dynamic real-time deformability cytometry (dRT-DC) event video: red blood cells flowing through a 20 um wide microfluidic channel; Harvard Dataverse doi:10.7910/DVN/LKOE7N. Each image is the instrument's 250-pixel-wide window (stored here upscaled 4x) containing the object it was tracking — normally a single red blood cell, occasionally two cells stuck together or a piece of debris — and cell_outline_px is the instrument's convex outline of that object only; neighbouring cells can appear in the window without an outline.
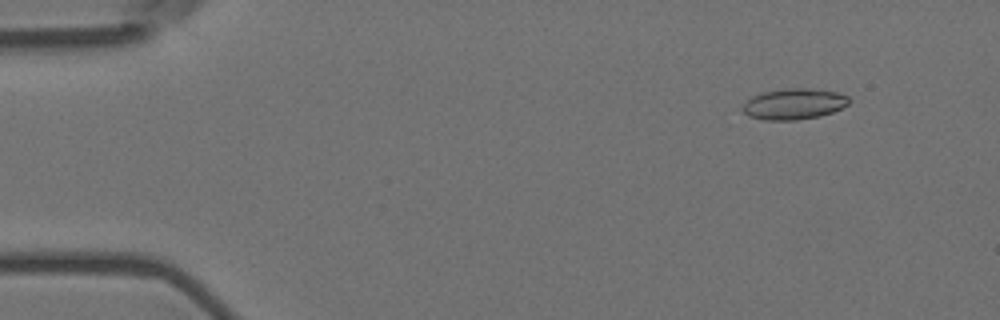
{"species": "Egyptian fruit bat (a non-hibernating species)", "species_latin": "Rousettus aegyptiacus", "temperature_condition": "room temperature", "stored_images_in_passage": 6, "camera_frame_rate_fps": 3000, "um_per_image_px": 0.085, "animal": {"sex": "female"}, "frame": {"image": 1, "passage_image": 2, "time_ms": 0.333, "image_size_px": [1000, 320], "cell_outline_px": [[852, 100], [848, 104], [832, 112], [820, 116], [796, 120], [764, 120], [748, 116], [744, 112], [744, 104], [752, 96], [764, 92], [784, 88], [820, 88], [836, 92], [848, 96]], "centroid_in_image_um": [67.53, 8.82], "position_along_channel_um": 17.5, "area_um2": 19.25}}
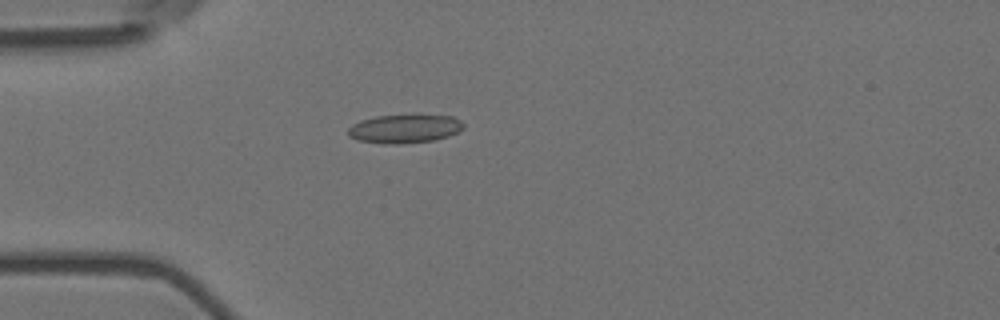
{"frame": {"image": 2, "passage_image": 5, "time_ms": 1.333, "image_size_px": [1000, 320], "cell_outline_px": [[464, 128], [448, 136], [432, 140], [400, 144], [384, 144], [360, 140], [348, 136], [348, 128], [352, 124], [360, 120], [376, 116], [412, 112], [420, 112], [452, 116], [460, 120], [464, 124]], "centroid_in_image_um": [34.41, 10.88], "position_along_channel_um": 50.6, "area_um2": 20.11}}